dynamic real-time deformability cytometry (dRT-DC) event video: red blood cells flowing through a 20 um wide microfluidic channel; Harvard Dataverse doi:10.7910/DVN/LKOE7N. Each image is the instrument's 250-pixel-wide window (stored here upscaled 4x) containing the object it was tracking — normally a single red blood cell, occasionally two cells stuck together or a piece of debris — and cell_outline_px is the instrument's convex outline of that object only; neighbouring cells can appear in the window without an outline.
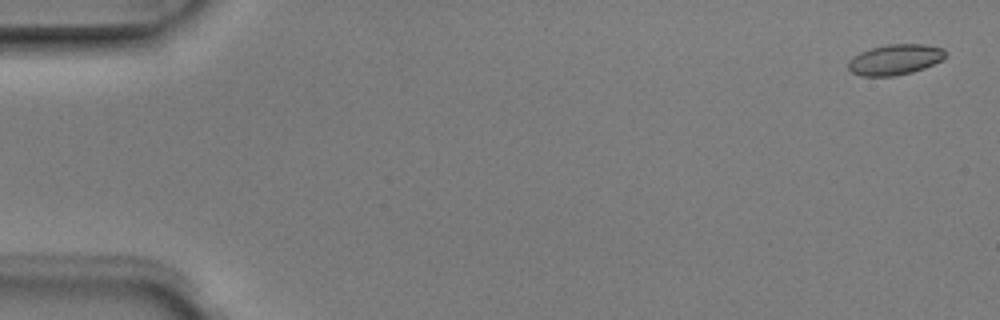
{"species": "Egyptian fruit bat (a non-hibernating species)", "species_latin": "Rousettus aegyptiacus", "temperature_condition": "room temperature", "stored_images_in_passage": 5, "camera_frame_rate_fps": 3000, "um_per_image_px": 0.085, "animal": {"sex": "male"}, "frame": {"image": 1, "passage_image": 1, "time_ms": 0.0, "image_size_px": [1000, 320], "cell_outline_px": [[944, 60], [924, 68], [912, 72], [892, 76], [860, 76], [852, 72], [848, 68], [848, 60], [852, 56], [860, 52], [872, 48], [888, 44], [924, 44], [944, 48]], "centroid_in_image_um": [76.07, 5.06], "position_along_channel_um": 8.9, "area_um2": 17.34}}
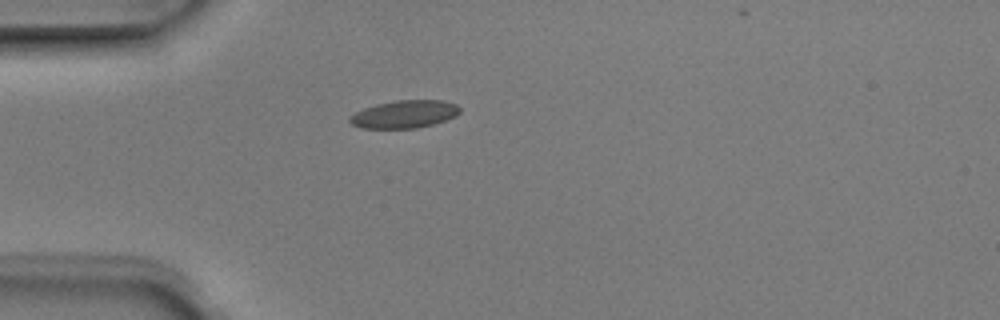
{"frame": {"image": 2, "passage_image": 4, "time_ms": 1.0, "image_size_px": [1000, 320], "cell_outline_px": [[460, 112], [456, 116], [432, 124], [416, 128], [360, 128], [352, 124], [348, 120], [348, 116], [364, 108], [376, 104], [396, 100], [444, 100], [456, 104], [460, 108]], "centroid_in_image_um": [34.36, 9.7], "position_along_channel_um": 50.6, "area_um2": 17.8}}